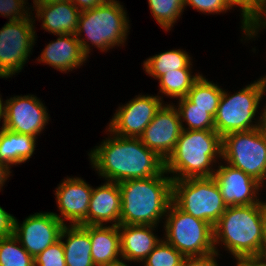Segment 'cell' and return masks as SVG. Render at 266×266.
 <instances>
[{"mask_svg": "<svg viewBox=\"0 0 266 266\" xmlns=\"http://www.w3.org/2000/svg\"><path fill=\"white\" fill-rule=\"evenodd\" d=\"M105 138L89 153V160L98 176L109 182H123L160 175L165 160L145 146L140 138L117 136L106 128Z\"/></svg>", "mask_w": 266, "mask_h": 266, "instance_id": "cell-1", "label": "cell"}, {"mask_svg": "<svg viewBox=\"0 0 266 266\" xmlns=\"http://www.w3.org/2000/svg\"><path fill=\"white\" fill-rule=\"evenodd\" d=\"M118 184L122 201L120 225L158 226L165 219L173 200L172 178L165 170L160 175Z\"/></svg>", "mask_w": 266, "mask_h": 266, "instance_id": "cell-2", "label": "cell"}, {"mask_svg": "<svg viewBox=\"0 0 266 266\" xmlns=\"http://www.w3.org/2000/svg\"><path fill=\"white\" fill-rule=\"evenodd\" d=\"M221 159L222 137L215 130H182L165 171L172 180L213 177Z\"/></svg>", "mask_w": 266, "mask_h": 266, "instance_id": "cell-3", "label": "cell"}, {"mask_svg": "<svg viewBox=\"0 0 266 266\" xmlns=\"http://www.w3.org/2000/svg\"><path fill=\"white\" fill-rule=\"evenodd\" d=\"M219 244L235 260L263 258L261 203L227 207L214 226V248Z\"/></svg>", "mask_w": 266, "mask_h": 266, "instance_id": "cell-4", "label": "cell"}, {"mask_svg": "<svg viewBox=\"0 0 266 266\" xmlns=\"http://www.w3.org/2000/svg\"><path fill=\"white\" fill-rule=\"evenodd\" d=\"M127 15V10L120 2L104 3L81 11L75 35L83 52L89 57L93 45L101 52H107L115 46H125L130 29Z\"/></svg>", "mask_w": 266, "mask_h": 266, "instance_id": "cell-5", "label": "cell"}, {"mask_svg": "<svg viewBox=\"0 0 266 266\" xmlns=\"http://www.w3.org/2000/svg\"><path fill=\"white\" fill-rule=\"evenodd\" d=\"M265 95L266 75L233 95L223 90L214 117L215 131L223 137L231 132L249 131L262 127V110L257 119L255 116L259 114V105Z\"/></svg>", "mask_w": 266, "mask_h": 266, "instance_id": "cell-6", "label": "cell"}, {"mask_svg": "<svg viewBox=\"0 0 266 266\" xmlns=\"http://www.w3.org/2000/svg\"><path fill=\"white\" fill-rule=\"evenodd\" d=\"M172 199L182 211L213 228L227 208L213 177L172 180Z\"/></svg>", "mask_w": 266, "mask_h": 266, "instance_id": "cell-7", "label": "cell"}, {"mask_svg": "<svg viewBox=\"0 0 266 266\" xmlns=\"http://www.w3.org/2000/svg\"><path fill=\"white\" fill-rule=\"evenodd\" d=\"M163 239L184 256H202L215 252L214 228L182 211L173 201L166 213Z\"/></svg>", "mask_w": 266, "mask_h": 266, "instance_id": "cell-8", "label": "cell"}, {"mask_svg": "<svg viewBox=\"0 0 266 266\" xmlns=\"http://www.w3.org/2000/svg\"><path fill=\"white\" fill-rule=\"evenodd\" d=\"M266 183V130L231 132L222 137V162Z\"/></svg>", "mask_w": 266, "mask_h": 266, "instance_id": "cell-9", "label": "cell"}, {"mask_svg": "<svg viewBox=\"0 0 266 266\" xmlns=\"http://www.w3.org/2000/svg\"><path fill=\"white\" fill-rule=\"evenodd\" d=\"M33 13L25 19L8 21L0 29V78L21 72L35 45ZM32 17V18H31Z\"/></svg>", "mask_w": 266, "mask_h": 266, "instance_id": "cell-10", "label": "cell"}, {"mask_svg": "<svg viewBox=\"0 0 266 266\" xmlns=\"http://www.w3.org/2000/svg\"><path fill=\"white\" fill-rule=\"evenodd\" d=\"M35 95H16L4 101L2 127L35 138L45 129L50 115Z\"/></svg>", "mask_w": 266, "mask_h": 266, "instance_id": "cell-11", "label": "cell"}, {"mask_svg": "<svg viewBox=\"0 0 266 266\" xmlns=\"http://www.w3.org/2000/svg\"><path fill=\"white\" fill-rule=\"evenodd\" d=\"M163 102L159 95H136L117 108L107 129L117 136L139 138Z\"/></svg>", "mask_w": 266, "mask_h": 266, "instance_id": "cell-12", "label": "cell"}, {"mask_svg": "<svg viewBox=\"0 0 266 266\" xmlns=\"http://www.w3.org/2000/svg\"><path fill=\"white\" fill-rule=\"evenodd\" d=\"M64 226L53 212H37L25 218L22 224L14 217L13 234L23 248L35 258L60 239Z\"/></svg>", "mask_w": 266, "mask_h": 266, "instance_id": "cell-13", "label": "cell"}, {"mask_svg": "<svg viewBox=\"0 0 266 266\" xmlns=\"http://www.w3.org/2000/svg\"><path fill=\"white\" fill-rule=\"evenodd\" d=\"M225 165H224V164ZM219 162L213 178L217 182L227 207L262 203V184L241 169Z\"/></svg>", "mask_w": 266, "mask_h": 266, "instance_id": "cell-14", "label": "cell"}, {"mask_svg": "<svg viewBox=\"0 0 266 266\" xmlns=\"http://www.w3.org/2000/svg\"><path fill=\"white\" fill-rule=\"evenodd\" d=\"M181 132L177 108L173 103H164L139 138L145 146L166 160L175 149Z\"/></svg>", "mask_w": 266, "mask_h": 266, "instance_id": "cell-15", "label": "cell"}, {"mask_svg": "<svg viewBox=\"0 0 266 266\" xmlns=\"http://www.w3.org/2000/svg\"><path fill=\"white\" fill-rule=\"evenodd\" d=\"M93 186L86 183L81 177H68L63 179L55 188L57 208L60 215L53 214L67 225H87L88 206Z\"/></svg>", "mask_w": 266, "mask_h": 266, "instance_id": "cell-16", "label": "cell"}, {"mask_svg": "<svg viewBox=\"0 0 266 266\" xmlns=\"http://www.w3.org/2000/svg\"><path fill=\"white\" fill-rule=\"evenodd\" d=\"M55 41H51L36 59L40 63L47 64L61 73L70 72L80 68L88 56L83 52L81 44L75 34L57 35Z\"/></svg>", "mask_w": 266, "mask_h": 266, "instance_id": "cell-17", "label": "cell"}, {"mask_svg": "<svg viewBox=\"0 0 266 266\" xmlns=\"http://www.w3.org/2000/svg\"><path fill=\"white\" fill-rule=\"evenodd\" d=\"M121 192L119 184L105 181L94 188L88 206L87 225H120Z\"/></svg>", "mask_w": 266, "mask_h": 266, "instance_id": "cell-18", "label": "cell"}, {"mask_svg": "<svg viewBox=\"0 0 266 266\" xmlns=\"http://www.w3.org/2000/svg\"><path fill=\"white\" fill-rule=\"evenodd\" d=\"M153 225H119L121 259L142 263L162 238L154 234Z\"/></svg>", "mask_w": 266, "mask_h": 266, "instance_id": "cell-19", "label": "cell"}, {"mask_svg": "<svg viewBox=\"0 0 266 266\" xmlns=\"http://www.w3.org/2000/svg\"><path fill=\"white\" fill-rule=\"evenodd\" d=\"M34 19L42 20V29L50 34L64 35L75 34L81 11L69 0L41 5L35 8Z\"/></svg>", "mask_w": 266, "mask_h": 266, "instance_id": "cell-20", "label": "cell"}, {"mask_svg": "<svg viewBox=\"0 0 266 266\" xmlns=\"http://www.w3.org/2000/svg\"><path fill=\"white\" fill-rule=\"evenodd\" d=\"M89 237L91 258L95 266H110L122 260L118 226L89 225Z\"/></svg>", "mask_w": 266, "mask_h": 266, "instance_id": "cell-21", "label": "cell"}, {"mask_svg": "<svg viewBox=\"0 0 266 266\" xmlns=\"http://www.w3.org/2000/svg\"><path fill=\"white\" fill-rule=\"evenodd\" d=\"M60 239L63 243L66 266H95L91 258L89 225L67 224L62 229Z\"/></svg>", "mask_w": 266, "mask_h": 266, "instance_id": "cell-22", "label": "cell"}, {"mask_svg": "<svg viewBox=\"0 0 266 266\" xmlns=\"http://www.w3.org/2000/svg\"><path fill=\"white\" fill-rule=\"evenodd\" d=\"M37 138L0 128V161L13 165L28 162L35 154ZM28 160V161H27Z\"/></svg>", "mask_w": 266, "mask_h": 266, "instance_id": "cell-23", "label": "cell"}, {"mask_svg": "<svg viewBox=\"0 0 266 266\" xmlns=\"http://www.w3.org/2000/svg\"><path fill=\"white\" fill-rule=\"evenodd\" d=\"M190 56L183 49L168 50L147 58L142 67L145 73L158 80L166 72L191 69L193 65Z\"/></svg>", "mask_w": 266, "mask_h": 266, "instance_id": "cell-24", "label": "cell"}, {"mask_svg": "<svg viewBox=\"0 0 266 266\" xmlns=\"http://www.w3.org/2000/svg\"><path fill=\"white\" fill-rule=\"evenodd\" d=\"M202 74L192 75V69H179L172 72H166L162 75L159 81V93H162L159 97L163 100L165 95L172 99L183 98L187 96V93L191 90L193 84L201 77Z\"/></svg>", "mask_w": 266, "mask_h": 266, "instance_id": "cell-25", "label": "cell"}, {"mask_svg": "<svg viewBox=\"0 0 266 266\" xmlns=\"http://www.w3.org/2000/svg\"><path fill=\"white\" fill-rule=\"evenodd\" d=\"M222 93L223 88L201 75L187 93L186 98L194 104V107L209 109V113L215 117Z\"/></svg>", "mask_w": 266, "mask_h": 266, "instance_id": "cell-26", "label": "cell"}, {"mask_svg": "<svg viewBox=\"0 0 266 266\" xmlns=\"http://www.w3.org/2000/svg\"><path fill=\"white\" fill-rule=\"evenodd\" d=\"M177 103L175 107L179 113L182 130H215L214 117L209 113V109L194 107L186 97L179 98Z\"/></svg>", "mask_w": 266, "mask_h": 266, "instance_id": "cell-27", "label": "cell"}, {"mask_svg": "<svg viewBox=\"0 0 266 266\" xmlns=\"http://www.w3.org/2000/svg\"><path fill=\"white\" fill-rule=\"evenodd\" d=\"M152 17L165 31L171 30L184 12V0H148Z\"/></svg>", "mask_w": 266, "mask_h": 266, "instance_id": "cell-28", "label": "cell"}, {"mask_svg": "<svg viewBox=\"0 0 266 266\" xmlns=\"http://www.w3.org/2000/svg\"><path fill=\"white\" fill-rule=\"evenodd\" d=\"M0 266H34V258L12 234L0 238Z\"/></svg>", "mask_w": 266, "mask_h": 266, "instance_id": "cell-29", "label": "cell"}, {"mask_svg": "<svg viewBox=\"0 0 266 266\" xmlns=\"http://www.w3.org/2000/svg\"><path fill=\"white\" fill-rule=\"evenodd\" d=\"M185 256L163 238L144 259V266H181Z\"/></svg>", "mask_w": 266, "mask_h": 266, "instance_id": "cell-30", "label": "cell"}, {"mask_svg": "<svg viewBox=\"0 0 266 266\" xmlns=\"http://www.w3.org/2000/svg\"><path fill=\"white\" fill-rule=\"evenodd\" d=\"M223 2L232 10L239 7L241 13L240 27L243 31L245 39H251V32L261 20L262 11L251 0H223Z\"/></svg>", "mask_w": 266, "mask_h": 266, "instance_id": "cell-31", "label": "cell"}, {"mask_svg": "<svg viewBox=\"0 0 266 266\" xmlns=\"http://www.w3.org/2000/svg\"><path fill=\"white\" fill-rule=\"evenodd\" d=\"M34 266H66L61 239L47 247L34 258Z\"/></svg>", "mask_w": 266, "mask_h": 266, "instance_id": "cell-32", "label": "cell"}, {"mask_svg": "<svg viewBox=\"0 0 266 266\" xmlns=\"http://www.w3.org/2000/svg\"><path fill=\"white\" fill-rule=\"evenodd\" d=\"M28 0H0V15L16 21L28 18L32 12L26 4ZM26 5V6H25Z\"/></svg>", "mask_w": 266, "mask_h": 266, "instance_id": "cell-33", "label": "cell"}, {"mask_svg": "<svg viewBox=\"0 0 266 266\" xmlns=\"http://www.w3.org/2000/svg\"><path fill=\"white\" fill-rule=\"evenodd\" d=\"M191 6L203 14H220L231 10L223 0H184V7Z\"/></svg>", "mask_w": 266, "mask_h": 266, "instance_id": "cell-34", "label": "cell"}, {"mask_svg": "<svg viewBox=\"0 0 266 266\" xmlns=\"http://www.w3.org/2000/svg\"><path fill=\"white\" fill-rule=\"evenodd\" d=\"M220 255L215 251L202 256H185L181 266H218L217 258Z\"/></svg>", "mask_w": 266, "mask_h": 266, "instance_id": "cell-35", "label": "cell"}, {"mask_svg": "<svg viewBox=\"0 0 266 266\" xmlns=\"http://www.w3.org/2000/svg\"><path fill=\"white\" fill-rule=\"evenodd\" d=\"M14 216L0 206V238L13 234Z\"/></svg>", "mask_w": 266, "mask_h": 266, "instance_id": "cell-36", "label": "cell"}, {"mask_svg": "<svg viewBox=\"0 0 266 266\" xmlns=\"http://www.w3.org/2000/svg\"><path fill=\"white\" fill-rule=\"evenodd\" d=\"M75 7H77L80 11L93 9L97 7L101 3L99 0H69Z\"/></svg>", "mask_w": 266, "mask_h": 266, "instance_id": "cell-37", "label": "cell"}, {"mask_svg": "<svg viewBox=\"0 0 266 266\" xmlns=\"http://www.w3.org/2000/svg\"><path fill=\"white\" fill-rule=\"evenodd\" d=\"M236 266H266L264 258H243L236 260Z\"/></svg>", "mask_w": 266, "mask_h": 266, "instance_id": "cell-38", "label": "cell"}, {"mask_svg": "<svg viewBox=\"0 0 266 266\" xmlns=\"http://www.w3.org/2000/svg\"><path fill=\"white\" fill-rule=\"evenodd\" d=\"M261 219L263 227V258L266 259V200L261 203Z\"/></svg>", "mask_w": 266, "mask_h": 266, "instance_id": "cell-39", "label": "cell"}, {"mask_svg": "<svg viewBox=\"0 0 266 266\" xmlns=\"http://www.w3.org/2000/svg\"><path fill=\"white\" fill-rule=\"evenodd\" d=\"M10 166L0 161V191L11 175Z\"/></svg>", "mask_w": 266, "mask_h": 266, "instance_id": "cell-40", "label": "cell"}, {"mask_svg": "<svg viewBox=\"0 0 266 266\" xmlns=\"http://www.w3.org/2000/svg\"><path fill=\"white\" fill-rule=\"evenodd\" d=\"M264 28L266 29V10L262 11L261 20L258 22V24L252 30V32H251V40H252V38L254 40V38L259 37L258 36L259 32H261V30L264 29Z\"/></svg>", "mask_w": 266, "mask_h": 266, "instance_id": "cell-41", "label": "cell"}, {"mask_svg": "<svg viewBox=\"0 0 266 266\" xmlns=\"http://www.w3.org/2000/svg\"><path fill=\"white\" fill-rule=\"evenodd\" d=\"M63 1H68V0H33V6H31L33 9L31 10L34 11L36 7H39L41 5H47L51 3H58V2H63Z\"/></svg>", "mask_w": 266, "mask_h": 266, "instance_id": "cell-42", "label": "cell"}, {"mask_svg": "<svg viewBox=\"0 0 266 266\" xmlns=\"http://www.w3.org/2000/svg\"><path fill=\"white\" fill-rule=\"evenodd\" d=\"M2 96L0 94V122L2 119H4V103H3Z\"/></svg>", "mask_w": 266, "mask_h": 266, "instance_id": "cell-43", "label": "cell"}, {"mask_svg": "<svg viewBox=\"0 0 266 266\" xmlns=\"http://www.w3.org/2000/svg\"><path fill=\"white\" fill-rule=\"evenodd\" d=\"M262 108V127L266 130V104Z\"/></svg>", "mask_w": 266, "mask_h": 266, "instance_id": "cell-44", "label": "cell"}, {"mask_svg": "<svg viewBox=\"0 0 266 266\" xmlns=\"http://www.w3.org/2000/svg\"><path fill=\"white\" fill-rule=\"evenodd\" d=\"M110 266H129V265L126 263V261L121 260V261H119L117 263H114V264H112Z\"/></svg>", "mask_w": 266, "mask_h": 266, "instance_id": "cell-45", "label": "cell"}, {"mask_svg": "<svg viewBox=\"0 0 266 266\" xmlns=\"http://www.w3.org/2000/svg\"><path fill=\"white\" fill-rule=\"evenodd\" d=\"M99 2L101 3V4H107V3H119L120 1L118 0H99Z\"/></svg>", "mask_w": 266, "mask_h": 266, "instance_id": "cell-46", "label": "cell"}]
</instances>
